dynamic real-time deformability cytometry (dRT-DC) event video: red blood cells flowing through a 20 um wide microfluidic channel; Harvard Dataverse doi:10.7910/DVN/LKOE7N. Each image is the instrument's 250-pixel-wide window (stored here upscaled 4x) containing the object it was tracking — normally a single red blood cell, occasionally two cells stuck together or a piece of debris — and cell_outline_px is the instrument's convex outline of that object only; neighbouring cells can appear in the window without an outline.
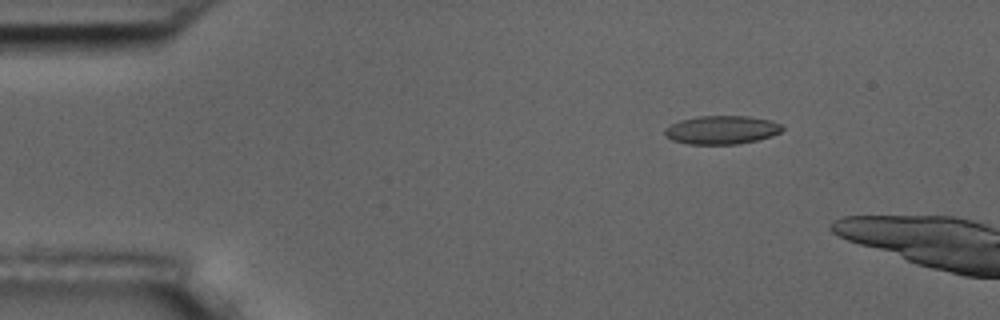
{"species": "common noctule bat (a hibernating species)", "species_latin": "Nyctalus noctula", "temperature_condition": "room temperature", "stored_images_in_passage": 4, "camera_frame_rate_fps": 3000, "um_per_image_px": 0.085, "animal": {"sex": "male", "body_mass_g": 17.5, "forearm_length_mm": 52.3}, "frame": {"image": 1, "passage_image": 1, "time_ms": 0.0, "image_size_px": [1000, 320], "cell_outline_px": [[784, 128], [780, 132], [772, 136], [756, 140], [736, 144], [688, 144], [672, 140], [664, 136], [664, 128], [680, 120], [696, 116], [748, 116], [772, 120], [780, 124]], "centroid_in_image_um": [61.32, 11.04], "position_along_channel_um": 23.7, "area_um2": 19.59}}